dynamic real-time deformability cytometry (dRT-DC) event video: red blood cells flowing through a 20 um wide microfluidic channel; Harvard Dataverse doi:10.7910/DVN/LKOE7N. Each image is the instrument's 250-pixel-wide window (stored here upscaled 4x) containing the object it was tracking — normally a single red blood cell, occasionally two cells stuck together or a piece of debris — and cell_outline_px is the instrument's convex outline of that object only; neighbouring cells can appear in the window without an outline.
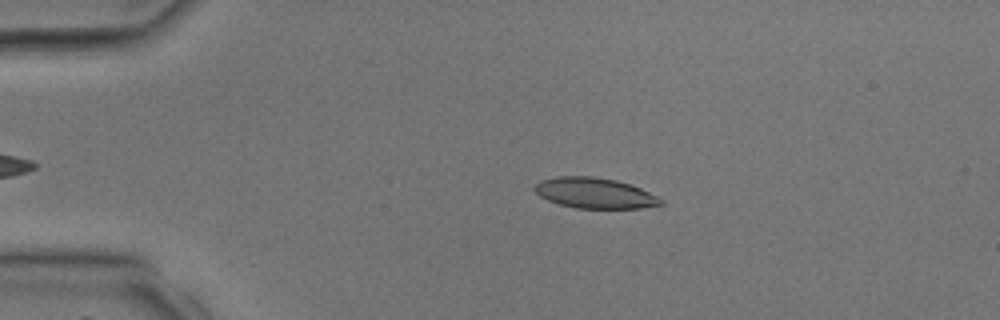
{"species": "common noctule bat (a hibernating species)", "species_latin": "Nyctalus noctula", "temperature_condition": "room temperature", "stored_images_in_passage": 33, "camera_frame_rate_fps": 3000, "um_per_image_px": 0.085, "animal": {"sex": "male", "body_mass_g": 17.9, "forearm_length_mm": 54.2}, "frame": {"image": 1, "passage_image": 7, "time_ms": 2.0, "image_size_px": [1000, 320], "cell_outline_px": [[664, 204], [640, 208], [576, 208], [560, 204], [548, 200], [540, 196], [532, 188], [540, 180], [556, 176], [592, 176], [616, 180], [640, 188], [664, 200]], "centroid_in_image_um": [50.53, 16.4], "position_along_channel_um": 34.5, "area_um2": 22.37}}
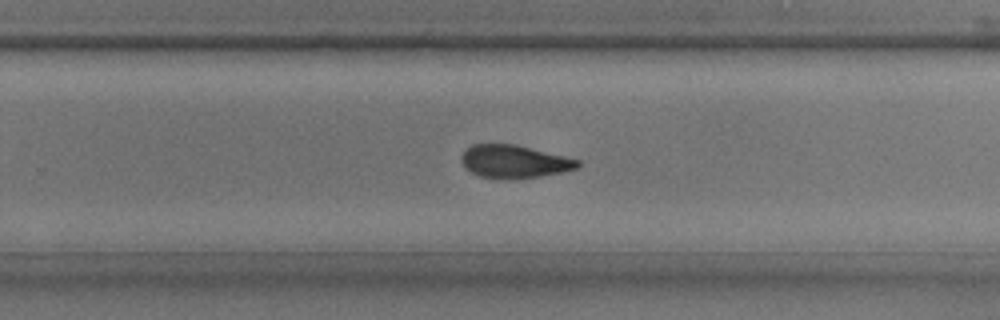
{"frame": {"image": 2, "passage_image": 24, "time_ms": 7.667, "image_size_px": [1000, 320], "cell_outline_px": [[580, 164], [576, 168], [560, 172], [540, 176], [480, 176], [464, 168], [460, 160], [460, 156], [472, 144], [516, 144], [580, 160]], "centroid_in_image_um": [43.68, 13.68], "position_along_channel_um": 286.1, "area_um2": 21.44}}
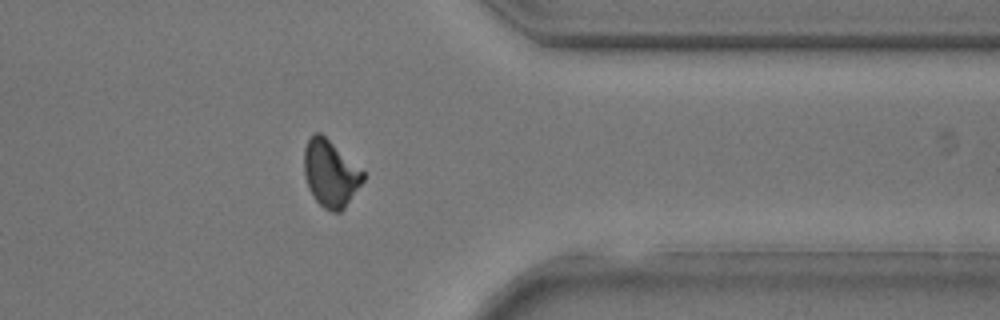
{"frame": {"image": 3, "passage_image": 30, "time_ms": 9.667, "image_size_px": [1000, 320], "cell_outline_px": [[364, 180], [344, 208], [340, 212], [332, 212], [324, 208], [316, 200], [308, 188], [304, 176], [304, 148], [308, 140], [316, 132], [320, 132], [364, 172]], "centroid_in_image_um": [28.07, 14.76], "position_along_channel_um": 383.3, "area_um2": 22.6}}